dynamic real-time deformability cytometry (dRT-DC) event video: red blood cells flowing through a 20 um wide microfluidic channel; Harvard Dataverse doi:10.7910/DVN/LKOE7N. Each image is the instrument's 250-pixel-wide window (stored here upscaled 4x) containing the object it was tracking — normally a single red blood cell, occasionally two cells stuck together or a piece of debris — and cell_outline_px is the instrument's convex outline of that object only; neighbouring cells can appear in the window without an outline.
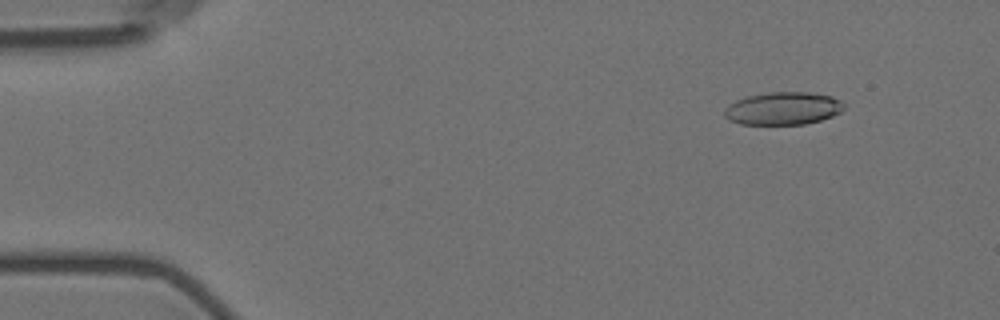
{"species": "Egyptian fruit bat (a non-hibernating species)", "species_latin": "Rousettus aegyptiacus", "temperature_condition": "room temperature", "stored_images_in_passage": 6, "camera_frame_rate_fps": 3000, "um_per_image_px": 0.085, "animal": {"sex": "female"}, "frame": {"image": 1, "passage_image": 2, "time_ms": 1.0, "image_size_px": [1000, 320], "cell_outline_px": [[844, 108], [840, 112], [832, 116], [820, 120], [804, 124], [740, 124], [724, 116], [724, 108], [728, 104], [736, 100], [748, 96], [768, 92], [812, 92], [832, 96], [840, 100], [844, 104]], "centroid_in_image_um": [66.56, 9.2], "position_along_channel_um": 18.4, "area_um2": 22.83}}
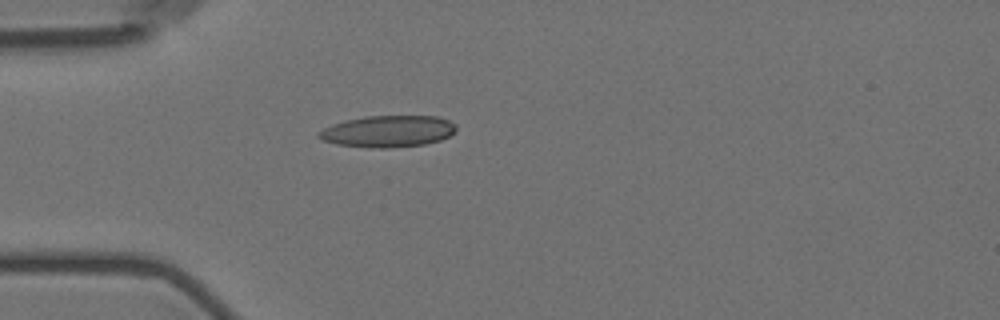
{"frame": {"image": 2, "passage_image": 4, "time_ms": 4.333, "image_size_px": [1000, 320], "cell_outline_px": [[456, 128], [448, 136], [440, 140], [424, 144], [388, 148], [372, 148], [336, 144], [324, 140], [316, 136], [316, 132], [332, 124], [344, 120], [364, 116], [436, 116], [448, 120], [456, 124]], "centroid_in_image_um": [32.93, 11.16], "position_along_channel_um": 52.1, "area_um2": 25.32}}